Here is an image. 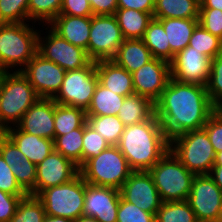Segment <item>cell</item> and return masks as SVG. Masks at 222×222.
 <instances>
[{"label": "cell", "mask_w": 222, "mask_h": 222, "mask_svg": "<svg viewBox=\"0 0 222 222\" xmlns=\"http://www.w3.org/2000/svg\"><path fill=\"white\" fill-rule=\"evenodd\" d=\"M154 115L155 104L150 99L134 93L124 98L117 116L126 127L150 120Z\"/></svg>", "instance_id": "d4e9b609"}, {"label": "cell", "mask_w": 222, "mask_h": 222, "mask_svg": "<svg viewBox=\"0 0 222 222\" xmlns=\"http://www.w3.org/2000/svg\"><path fill=\"white\" fill-rule=\"evenodd\" d=\"M26 195H11L0 190V222H9L20 200Z\"/></svg>", "instance_id": "f6af8a7d"}, {"label": "cell", "mask_w": 222, "mask_h": 222, "mask_svg": "<svg viewBox=\"0 0 222 222\" xmlns=\"http://www.w3.org/2000/svg\"><path fill=\"white\" fill-rule=\"evenodd\" d=\"M93 15H114L118 9L117 0H89Z\"/></svg>", "instance_id": "c3c4849f"}, {"label": "cell", "mask_w": 222, "mask_h": 222, "mask_svg": "<svg viewBox=\"0 0 222 222\" xmlns=\"http://www.w3.org/2000/svg\"><path fill=\"white\" fill-rule=\"evenodd\" d=\"M187 201L198 222H218L222 208V190L209 174L194 177Z\"/></svg>", "instance_id": "8fae6325"}, {"label": "cell", "mask_w": 222, "mask_h": 222, "mask_svg": "<svg viewBox=\"0 0 222 222\" xmlns=\"http://www.w3.org/2000/svg\"><path fill=\"white\" fill-rule=\"evenodd\" d=\"M4 73H5V71L2 70V69H0V82H1V79H2V77H3V75H4Z\"/></svg>", "instance_id": "9f6ffc18"}, {"label": "cell", "mask_w": 222, "mask_h": 222, "mask_svg": "<svg viewBox=\"0 0 222 222\" xmlns=\"http://www.w3.org/2000/svg\"><path fill=\"white\" fill-rule=\"evenodd\" d=\"M87 124L101 134L110 145H118L125 128L117 115H87Z\"/></svg>", "instance_id": "1f68e13d"}, {"label": "cell", "mask_w": 222, "mask_h": 222, "mask_svg": "<svg viewBox=\"0 0 222 222\" xmlns=\"http://www.w3.org/2000/svg\"><path fill=\"white\" fill-rule=\"evenodd\" d=\"M209 175L215 184L222 190V164H214Z\"/></svg>", "instance_id": "f907efd6"}, {"label": "cell", "mask_w": 222, "mask_h": 222, "mask_svg": "<svg viewBox=\"0 0 222 222\" xmlns=\"http://www.w3.org/2000/svg\"><path fill=\"white\" fill-rule=\"evenodd\" d=\"M218 222H222V208H221V214H220Z\"/></svg>", "instance_id": "6f0895ef"}, {"label": "cell", "mask_w": 222, "mask_h": 222, "mask_svg": "<svg viewBox=\"0 0 222 222\" xmlns=\"http://www.w3.org/2000/svg\"><path fill=\"white\" fill-rule=\"evenodd\" d=\"M188 46L194 47V50L199 51L211 60L222 53V39L212 35L199 23L193 30Z\"/></svg>", "instance_id": "836d02e7"}, {"label": "cell", "mask_w": 222, "mask_h": 222, "mask_svg": "<svg viewBox=\"0 0 222 222\" xmlns=\"http://www.w3.org/2000/svg\"><path fill=\"white\" fill-rule=\"evenodd\" d=\"M152 59V54L142 39H125L112 60L133 73Z\"/></svg>", "instance_id": "cb8c5ba5"}, {"label": "cell", "mask_w": 222, "mask_h": 222, "mask_svg": "<svg viewBox=\"0 0 222 222\" xmlns=\"http://www.w3.org/2000/svg\"><path fill=\"white\" fill-rule=\"evenodd\" d=\"M51 28L62 38L87 51L91 28V16L79 17L59 14L51 23Z\"/></svg>", "instance_id": "44dd1931"}, {"label": "cell", "mask_w": 222, "mask_h": 222, "mask_svg": "<svg viewBox=\"0 0 222 222\" xmlns=\"http://www.w3.org/2000/svg\"><path fill=\"white\" fill-rule=\"evenodd\" d=\"M117 146L133 171H149L170 149L163 140L156 115L126 126Z\"/></svg>", "instance_id": "7a4b0ae2"}, {"label": "cell", "mask_w": 222, "mask_h": 222, "mask_svg": "<svg viewBox=\"0 0 222 222\" xmlns=\"http://www.w3.org/2000/svg\"><path fill=\"white\" fill-rule=\"evenodd\" d=\"M199 24L212 35L222 39V11L214 8H200Z\"/></svg>", "instance_id": "b9f144b4"}, {"label": "cell", "mask_w": 222, "mask_h": 222, "mask_svg": "<svg viewBox=\"0 0 222 222\" xmlns=\"http://www.w3.org/2000/svg\"><path fill=\"white\" fill-rule=\"evenodd\" d=\"M124 98V96L114 93L98 82L92 97L91 104L86 111V115H118Z\"/></svg>", "instance_id": "f1b7e54d"}, {"label": "cell", "mask_w": 222, "mask_h": 222, "mask_svg": "<svg viewBox=\"0 0 222 222\" xmlns=\"http://www.w3.org/2000/svg\"><path fill=\"white\" fill-rule=\"evenodd\" d=\"M0 154L5 162L23 161L25 158L24 154L3 132H0Z\"/></svg>", "instance_id": "7dc6e473"}, {"label": "cell", "mask_w": 222, "mask_h": 222, "mask_svg": "<svg viewBox=\"0 0 222 222\" xmlns=\"http://www.w3.org/2000/svg\"><path fill=\"white\" fill-rule=\"evenodd\" d=\"M214 164H222V151L216 153Z\"/></svg>", "instance_id": "11a10c76"}, {"label": "cell", "mask_w": 222, "mask_h": 222, "mask_svg": "<svg viewBox=\"0 0 222 222\" xmlns=\"http://www.w3.org/2000/svg\"><path fill=\"white\" fill-rule=\"evenodd\" d=\"M15 127L12 129V126H9L3 133L17 146L25 158L36 166L54 150V140L26 133Z\"/></svg>", "instance_id": "ffe728a7"}, {"label": "cell", "mask_w": 222, "mask_h": 222, "mask_svg": "<svg viewBox=\"0 0 222 222\" xmlns=\"http://www.w3.org/2000/svg\"><path fill=\"white\" fill-rule=\"evenodd\" d=\"M163 202L185 201L196 176L169 149L149 170Z\"/></svg>", "instance_id": "8992f818"}, {"label": "cell", "mask_w": 222, "mask_h": 222, "mask_svg": "<svg viewBox=\"0 0 222 222\" xmlns=\"http://www.w3.org/2000/svg\"><path fill=\"white\" fill-rule=\"evenodd\" d=\"M30 0H0V23H25L28 21Z\"/></svg>", "instance_id": "74e56055"}, {"label": "cell", "mask_w": 222, "mask_h": 222, "mask_svg": "<svg viewBox=\"0 0 222 222\" xmlns=\"http://www.w3.org/2000/svg\"><path fill=\"white\" fill-rule=\"evenodd\" d=\"M60 14L79 17L93 16L89 0H63Z\"/></svg>", "instance_id": "bcb514c9"}, {"label": "cell", "mask_w": 222, "mask_h": 222, "mask_svg": "<svg viewBox=\"0 0 222 222\" xmlns=\"http://www.w3.org/2000/svg\"><path fill=\"white\" fill-rule=\"evenodd\" d=\"M119 191L125 201L154 215L163 203L149 171H133Z\"/></svg>", "instance_id": "9a60e30c"}, {"label": "cell", "mask_w": 222, "mask_h": 222, "mask_svg": "<svg viewBox=\"0 0 222 222\" xmlns=\"http://www.w3.org/2000/svg\"><path fill=\"white\" fill-rule=\"evenodd\" d=\"M83 126L54 139V150L70 159L80 168L82 166Z\"/></svg>", "instance_id": "4dcf8cb0"}, {"label": "cell", "mask_w": 222, "mask_h": 222, "mask_svg": "<svg viewBox=\"0 0 222 222\" xmlns=\"http://www.w3.org/2000/svg\"><path fill=\"white\" fill-rule=\"evenodd\" d=\"M114 16L125 39H142L153 19V13L126 8H118Z\"/></svg>", "instance_id": "484cf974"}, {"label": "cell", "mask_w": 222, "mask_h": 222, "mask_svg": "<svg viewBox=\"0 0 222 222\" xmlns=\"http://www.w3.org/2000/svg\"><path fill=\"white\" fill-rule=\"evenodd\" d=\"M117 222H155V215L139 209L120 197Z\"/></svg>", "instance_id": "60d3db41"}, {"label": "cell", "mask_w": 222, "mask_h": 222, "mask_svg": "<svg viewBox=\"0 0 222 222\" xmlns=\"http://www.w3.org/2000/svg\"><path fill=\"white\" fill-rule=\"evenodd\" d=\"M120 197L119 189L85 182L83 215L94 217L98 222H117Z\"/></svg>", "instance_id": "ac0fdd59"}, {"label": "cell", "mask_w": 222, "mask_h": 222, "mask_svg": "<svg viewBox=\"0 0 222 222\" xmlns=\"http://www.w3.org/2000/svg\"><path fill=\"white\" fill-rule=\"evenodd\" d=\"M216 110L206 86L179 82L172 77L155 103L160 132L169 146L188 131L203 129Z\"/></svg>", "instance_id": "6da1fadb"}, {"label": "cell", "mask_w": 222, "mask_h": 222, "mask_svg": "<svg viewBox=\"0 0 222 222\" xmlns=\"http://www.w3.org/2000/svg\"><path fill=\"white\" fill-rule=\"evenodd\" d=\"M43 222H75V221L69 218H65V217L45 215Z\"/></svg>", "instance_id": "f5cc1de1"}, {"label": "cell", "mask_w": 222, "mask_h": 222, "mask_svg": "<svg viewBox=\"0 0 222 222\" xmlns=\"http://www.w3.org/2000/svg\"><path fill=\"white\" fill-rule=\"evenodd\" d=\"M38 34L26 22L0 23V69L25 67L37 53Z\"/></svg>", "instance_id": "277c9868"}, {"label": "cell", "mask_w": 222, "mask_h": 222, "mask_svg": "<svg viewBox=\"0 0 222 222\" xmlns=\"http://www.w3.org/2000/svg\"><path fill=\"white\" fill-rule=\"evenodd\" d=\"M155 0H117L118 8L135 9L138 11L153 13Z\"/></svg>", "instance_id": "681fc988"}, {"label": "cell", "mask_w": 222, "mask_h": 222, "mask_svg": "<svg viewBox=\"0 0 222 222\" xmlns=\"http://www.w3.org/2000/svg\"><path fill=\"white\" fill-rule=\"evenodd\" d=\"M171 78L170 63L153 58L132 73L135 94L150 99L154 104L160 99Z\"/></svg>", "instance_id": "2e32d148"}, {"label": "cell", "mask_w": 222, "mask_h": 222, "mask_svg": "<svg viewBox=\"0 0 222 222\" xmlns=\"http://www.w3.org/2000/svg\"><path fill=\"white\" fill-rule=\"evenodd\" d=\"M21 131L54 140V100L39 98L16 125Z\"/></svg>", "instance_id": "d6986e66"}, {"label": "cell", "mask_w": 222, "mask_h": 222, "mask_svg": "<svg viewBox=\"0 0 222 222\" xmlns=\"http://www.w3.org/2000/svg\"><path fill=\"white\" fill-rule=\"evenodd\" d=\"M155 222H198L187 200L163 202L155 214Z\"/></svg>", "instance_id": "d6a6232c"}, {"label": "cell", "mask_w": 222, "mask_h": 222, "mask_svg": "<svg viewBox=\"0 0 222 222\" xmlns=\"http://www.w3.org/2000/svg\"><path fill=\"white\" fill-rule=\"evenodd\" d=\"M75 222H98V220L94 217L82 215L80 218L75 220Z\"/></svg>", "instance_id": "db71d44e"}, {"label": "cell", "mask_w": 222, "mask_h": 222, "mask_svg": "<svg viewBox=\"0 0 222 222\" xmlns=\"http://www.w3.org/2000/svg\"><path fill=\"white\" fill-rule=\"evenodd\" d=\"M200 8H214L222 11V0H203Z\"/></svg>", "instance_id": "816d5d0a"}, {"label": "cell", "mask_w": 222, "mask_h": 222, "mask_svg": "<svg viewBox=\"0 0 222 222\" xmlns=\"http://www.w3.org/2000/svg\"><path fill=\"white\" fill-rule=\"evenodd\" d=\"M63 0H30L28 5V20L51 23L59 14ZM37 19V20H36Z\"/></svg>", "instance_id": "d590c367"}, {"label": "cell", "mask_w": 222, "mask_h": 222, "mask_svg": "<svg viewBox=\"0 0 222 222\" xmlns=\"http://www.w3.org/2000/svg\"><path fill=\"white\" fill-rule=\"evenodd\" d=\"M110 144L104 137L90 127L87 122L83 125L82 165L93 157L98 156Z\"/></svg>", "instance_id": "f35d334b"}, {"label": "cell", "mask_w": 222, "mask_h": 222, "mask_svg": "<svg viewBox=\"0 0 222 222\" xmlns=\"http://www.w3.org/2000/svg\"><path fill=\"white\" fill-rule=\"evenodd\" d=\"M162 25L166 33L167 44L171 52L176 55L184 50L190 42L193 30L199 23V18H154Z\"/></svg>", "instance_id": "603a6c76"}, {"label": "cell", "mask_w": 222, "mask_h": 222, "mask_svg": "<svg viewBox=\"0 0 222 222\" xmlns=\"http://www.w3.org/2000/svg\"><path fill=\"white\" fill-rule=\"evenodd\" d=\"M39 98L21 71L5 72L0 82V132L5 131L9 123L16 126Z\"/></svg>", "instance_id": "3957f363"}, {"label": "cell", "mask_w": 222, "mask_h": 222, "mask_svg": "<svg viewBox=\"0 0 222 222\" xmlns=\"http://www.w3.org/2000/svg\"><path fill=\"white\" fill-rule=\"evenodd\" d=\"M203 129L208 134L215 153L222 151V109H217L209 117Z\"/></svg>", "instance_id": "7bdbcfd3"}, {"label": "cell", "mask_w": 222, "mask_h": 222, "mask_svg": "<svg viewBox=\"0 0 222 222\" xmlns=\"http://www.w3.org/2000/svg\"><path fill=\"white\" fill-rule=\"evenodd\" d=\"M170 150L193 174L211 172L216 153L204 129L188 131L170 146Z\"/></svg>", "instance_id": "ba28073f"}, {"label": "cell", "mask_w": 222, "mask_h": 222, "mask_svg": "<svg viewBox=\"0 0 222 222\" xmlns=\"http://www.w3.org/2000/svg\"><path fill=\"white\" fill-rule=\"evenodd\" d=\"M124 40L114 15L91 16L88 56L92 61L112 60Z\"/></svg>", "instance_id": "30bf717a"}, {"label": "cell", "mask_w": 222, "mask_h": 222, "mask_svg": "<svg viewBox=\"0 0 222 222\" xmlns=\"http://www.w3.org/2000/svg\"><path fill=\"white\" fill-rule=\"evenodd\" d=\"M48 31V35L44 37L45 40L38 34L37 52L41 56L59 65L65 71L83 68L92 61L86 50L74 46L51 27Z\"/></svg>", "instance_id": "7c38bea8"}, {"label": "cell", "mask_w": 222, "mask_h": 222, "mask_svg": "<svg viewBox=\"0 0 222 222\" xmlns=\"http://www.w3.org/2000/svg\"><path fill=\"white\" fill-rule=\"evenodd\" d=\"M45 215L41 200L37 196L28 194L20 200L9 222H43Z\"/></svg>", "instance_id": "e575fe53"}, {"label": "cell", "mask_w": 222, "mask_h": 222, "mask_svg": "<svg viewBox=\"0 0 222 222\" xmlns=\"http://www.w3.org/2000/svg\"><path fill=\"white\" fill-rule=\"evenodd\" d=\"M211 59L187 46L170 62L171 77L179 82L206 86Z\"/></svg>", "instance_id": "e0dca14e"}, {"label": "cell", "mask_w": 222, "mask_h": 222, "mask_svg": "<svg viewBox=\"0 0 222 222\" xmlns=\"http://www.w3.org/2000/svg\"><path fill=\"white\" fill-rule=\"evenodd\" d=\"M46 215L77 220L83 215L85 181L78 174L70 182L43 190L37 196Z\"/></svg>", "instance_id": "52a82bcc"}, {"label": "cell", "mask_w": 222, "mask_h": 222, "mask_svg": "<svg viewBox=\"0 0 222 222\" xmlns=\"http://www.w3.org/2000/svg\"><path fill=\"white\" fill-rule=\"evenodd\" d=\"M98 82L96 62L91 61L83 68L66 71L61 89L53 100L87 111Z\"/></svg>", "instance_id": "9c48e42d"}, {"label": "cell", "mask_w": 222, "mask_h": 222, "mask_svg": "<svg viewBox=\"0 0 222 222\" xmlns=\"http://www.w3.org/2000/svg\"><path fill=\"white\" fill-rule=\"evenodd\" d=\"M132 172L117 145H110L79 168V174L87 184L119 190Z\"/></svg>", "instance_id": "5b68a950"}, {"label": "cell", "mask_w": 222, "mask_h": 222, "mask_svg": "<svg viewBox=\"0 0 222 222\" xmlns=\"http://www.w3.org/2000/svg\"><path fill=\"white\" fill-rule=\"evenodd\" d=\"M96 72L99 83L114 93L124 97L135 93L132 73L118 66L113 60L97 61Z\"/></svg>", "instance_id": "7402d4cb"}, {"label": "cell", "mask_w": 222, "mask_h": 222, "mask_svg": "<svg viewBox=\"0 0 222 222\" xmlns=\"http://www.w3.org/2000/svg\"><path fill=\"white\" fill-rule=\"evenodd\" d=\"M87 122L86 111L54 101V139L82 127Z\"/></svg>", "instance_id": "83f0119b"}, {"label": "cell", "mask_w": 222, "mask_h": 222, "mask_svg": "<svg viewBox=\"0 0 222 222\" xmlns=\"http://www.w3.org/2000/svg\"><path fill=\"white\" fill-rule=\"evenodd\" d=\"M206 90L212 104L222 109V53L210 62V72Z\"/></svg>", "instance_id": "8d00e7d4"}, {"label": "cell", "mask_w": 222, "mask_h": 222, "mask_svg": "<svg viewBox=\"0 0 222 222\" xmlns=\"http://www.w3.org/2000/svg\"><path fill=\"white\" fill-rule=\"evenodd\" d=\"M145 45L149 48L152 57L171 62L174 54L171 52L170 45L167 44V37L163 25L157 20L152 19L145 30L142 38Z\"/></svg>", "instance_id": "f546056e"}, {"label": "cell", "mask_w": 222, "mask_h": 222, "mask_svg": "<svg viewBox=\"0 0 222 222\" xmlns=\"http://www.w3.org/2000/svg\"><path fill=\"white\" fill-rule=\"evenodd\" d=\"M0 190L11 195H28L18 184L11 167L4 161L0 154Z\"/></svg>", "instance_id": "ee69618b"}, {"label": "cell", "mask_w": 222, "mask_h": 222, "mask_svg": "<svg viewBox=\"0 0 222 222\" xmlns=\"http://www.w3.org/2000/svg\"><path fill=\"white\" fill-rule=\"evenodd\" d=\"M199 4L203 1V0H196Z\"/></svg>", "instance_id": "680465c9"}, {"label": "cell", "mask_w": 222, "mask_h": 222, "mask_svg": "<svg viewBox=\"0 0 222 222\" xmlns=\"http://www.w3.org/2000/svg\"><path fill=\"white\" fill-rule=\"evenodd\" d=\"M17 71L28 79L40 98H54L60 91L66 71L38 52L25 68Z\"/></svg>", "instance_id": "4fadbf2b"}, {"label": "cell", "mask_w": 222, "mask_h": 222, "mask_svg": "<svg viewBox=\"0 0 222 222\" xmlns=\"http://www.w3.org/2000/svg\"><path fill=\"white\" fill-rule=\"evenodd\" d=\"M79 168L70 159L53 150L36 166L35 188L29 193L38 196L43 190L70 182Z\"/></svg>", "instance_id": "5bb4252c"}, {"label": "cell", "mask_w": 222, "mask_h": 222, "mask_svg": "<svg viewBox=\"0 0 222 222\" xmlns=\"http://www.w3.org/2000/svg\"><path fill=\"white\" fill-rule=\"evenodd\" d=\"M18 184L29 194L35 188L36 165L26 158L23 161L6 162Z\"/></svg>", "instance_id": "ab89813d"}, {"label": "cell", "mask_w": 222, "mask_h": 222, "mask_svg": "<svg viewBox=\"0 0 222 222\" xmlns=\"http://www.w3.org/2000/svg\"><path fill=\"white\" fill-rule=\"evenodd\" d=\"M196 0H155L153 18H199Z\"/></svg>", "instance_id": "4316f807"}]
</instances>
